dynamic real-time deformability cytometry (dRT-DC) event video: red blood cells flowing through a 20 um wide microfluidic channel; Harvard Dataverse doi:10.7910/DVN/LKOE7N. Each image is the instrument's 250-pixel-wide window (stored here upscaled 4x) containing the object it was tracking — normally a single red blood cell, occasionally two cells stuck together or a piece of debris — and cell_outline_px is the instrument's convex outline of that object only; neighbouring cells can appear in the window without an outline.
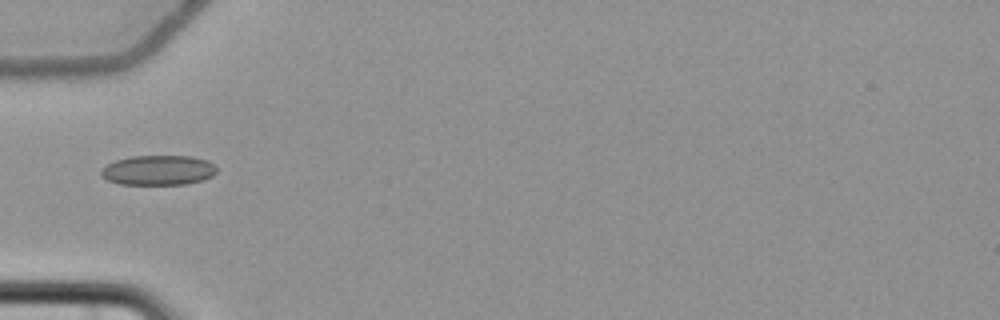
{"species": "common noctule bat (a hibernating species)", "species_latin": "Nyctalus noctula", "temperature_condition": "cold", "stored_images_in_passage": 10, "camera_frame_rate_fps": 3000, "um_per_image_px": 0.085, "animal": {"sex": "female", "body_mass_g": 22.7, "forearm_length_mm": 54.2}, "frame": {"image": 1, "passage_image": 5, "time_ms": 6.0, "image_size_px": [1000, 320], "cell_outline_px": [[216, 172], [212, 176], [204, 180], [184, 184], [120, 184], [108, 180], [100, 176], [100, 172], [108, 164], [116, 160], [132, 156], [192, 156], [208, 160], [216, 168]], "centroid_in_image_um": [13.47, 14.46], "position_along_channel_um": 71.5, "area_um2": 20.06}}
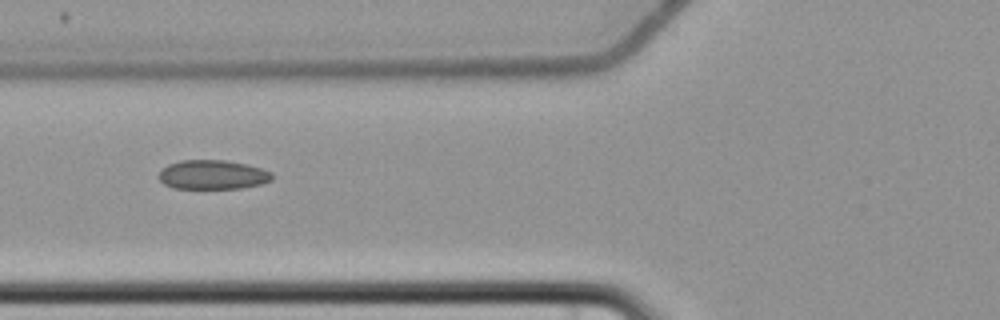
{"frame": {"image": 2, "passage_image": 6, "time_ms": 7.0, "image_size_px": [1000, 320], "cell_outline_px": [[272, 180], [260, 184], [240, 188], [172, 188], [164, 184], [156, 176], [168, 164], [180, 160], [224, 160], [248, 164], [272, 172]], "centroid_in_image_um": [18.06, 14.84], "position_along_channel_um": 107.7, "area_um2": 19.31}}
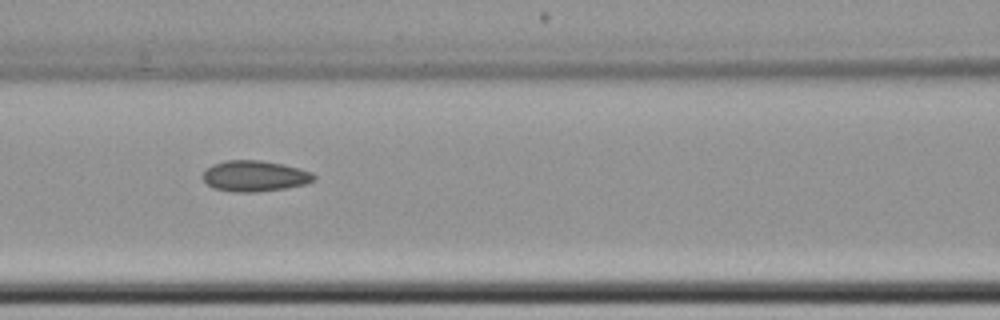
{"frame": {"image": 3, "passage_image": 7, "time_ms": 8.0, "image_size_px": [1000, 320], "cell_outline_px": [[316, 180], [308, 184], [288, 188], [256, 192], [236, 192], [212, 188], [200, 176], [212, 164], [224, 160], [260, 160], [284, 164], [300, 168], [312, 172], [316, 176]], "centroid_in_image_um": [21.69, 14.96], "position_along_channel_um": 144.9, "area_um2": 20.35}}